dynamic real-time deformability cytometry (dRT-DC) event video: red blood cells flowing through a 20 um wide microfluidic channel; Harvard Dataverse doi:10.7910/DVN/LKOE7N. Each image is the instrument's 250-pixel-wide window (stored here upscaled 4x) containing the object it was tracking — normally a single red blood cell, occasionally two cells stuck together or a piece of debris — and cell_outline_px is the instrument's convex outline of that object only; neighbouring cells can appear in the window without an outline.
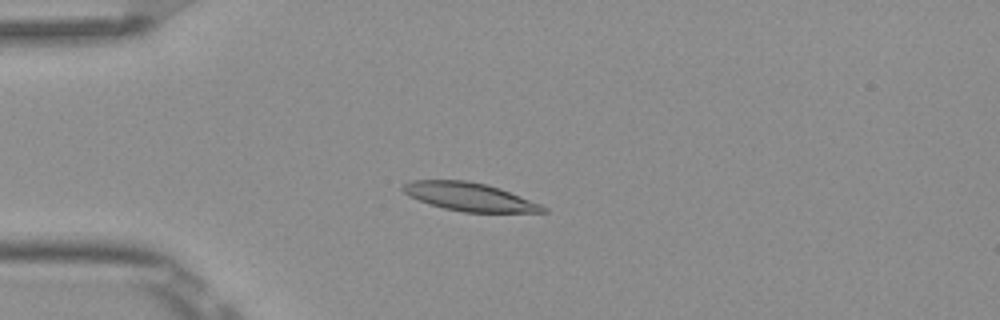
{"species": "Egyptian fruit bat (a non-hibernating species)", "species_latin": "Rousettus aegyptiacus", "temperature_condition": "room temperature", "stored_images_in_passage": 7, "camera_frame_rate_fps": 3000, "um_per_image_px": 0.085, "frame": {"image": 1, "passage_image": 4, "time_ms": 1.0, "image_size_px": [1000, 320], "cell_outline_px": [[548, 212], [464, 212], [444, 208], [408, 196], [400, 188], [408, 180], [468, 180], [488, 184], [500, 188], [540, 204], [548, 208]], "centroid_in_image_um": [39.89, 16.71], "position_along_channel_um": 45.1, "area_um2": 23.0}}
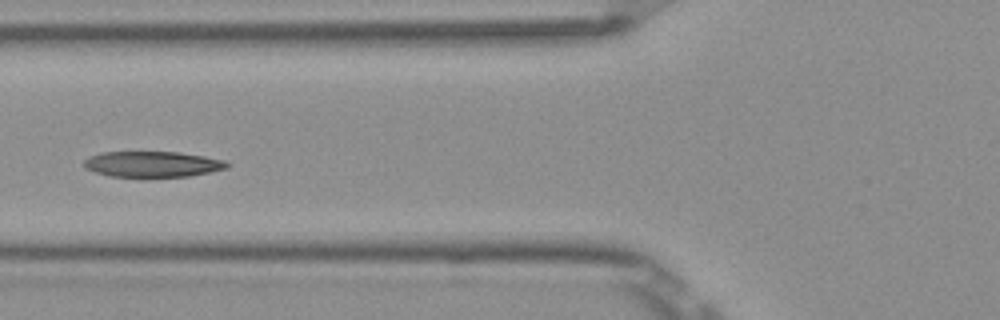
{"frame": {"image": 2, "passage_image": 6, "time_ms": 1.667, "image_size_px": [1000, 320], "cell_outline_px": [[232, 164], [228, 168], [188, 176], [108, 176], [84, 168], [84, 160], [88, 156], [100, 152], [180, 152], [204, 156], [224, 160]], "centroid_in_image_um": [12.95, 13.94], "position_along_channel_um": 112.8, "area_um2": 21.39}}
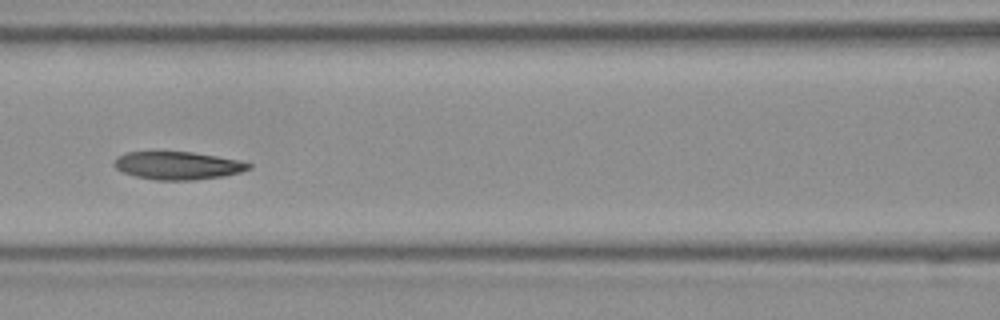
{"frame": {"image": 3, "passage_image": 7, "time_ms": 2.0, "image_size_px": [1000, 320], "cell_outline_px": [[252, 168], [240, 172], [224, 176], [192, 180], [156, 180], [136, 176], [124, 172], [116, 168], [112, 164], [116, 156], [124, 152], [152, 148], [192, 152], [216, 156], [236, 160], [252, 164]], "centroid_in_image_um": [15.0, 14.01], "position_along_channel_um": 151.6, "area_um2": 22.77}}